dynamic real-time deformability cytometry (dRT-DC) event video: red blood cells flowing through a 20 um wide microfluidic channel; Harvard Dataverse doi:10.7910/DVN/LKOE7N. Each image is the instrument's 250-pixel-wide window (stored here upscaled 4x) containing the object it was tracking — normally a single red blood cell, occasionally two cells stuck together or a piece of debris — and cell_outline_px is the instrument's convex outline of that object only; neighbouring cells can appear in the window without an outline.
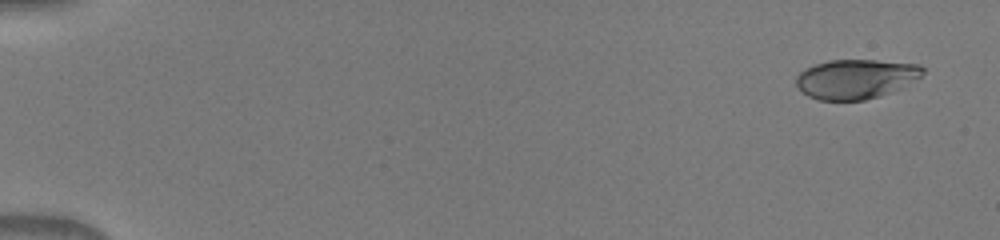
{"species": "human", "species_latin": "Homo sapiens", "temperature_condition": "warm", "stored_images_in_passage": 51, "camera_frame_rate_fps": 3000, "um_per_image_px": 0.085, "donor": {"sex": "male"}, "frame": {"image": 1, "passage_image": 3, "time_ms": 0.667, "image_size_px": [1000, 240], "cell_outline_px": [[924, 72], [920, 76], [900, 88], [880, 96], [864, 100], [816, 100], [808, 96], [796, 84], [796, 76], [804, 68], [828, 60], [876, 60], [920, 64], [924, 68]], "centroid_in_image_um": [72.73, 6.7], "position_along_channel_um": 12.3, "area_um2": 29.07}}
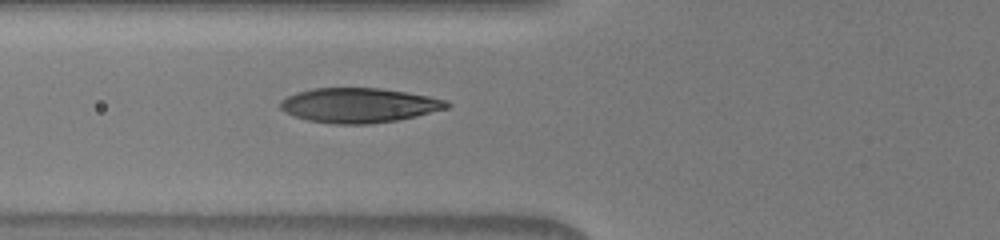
{"frame": {"image": 2, "passage_image": 21, "time_ms": 6.667, "image_size_px": [1000, 240], "cell_outline_px": [[452, 104], [448, 108], [416, 116], [396, 120], [364, 124], [336, 124], [308, 120], [296, 116], [280, 108], [280, 100], [296, 92], [312, 88], [380, 88], [408, 92], [448, 100]], "centroid_in_image_um": [30.54, 8.94], "position_along_channel_um": 95.3, "area_um2": 33.52}}
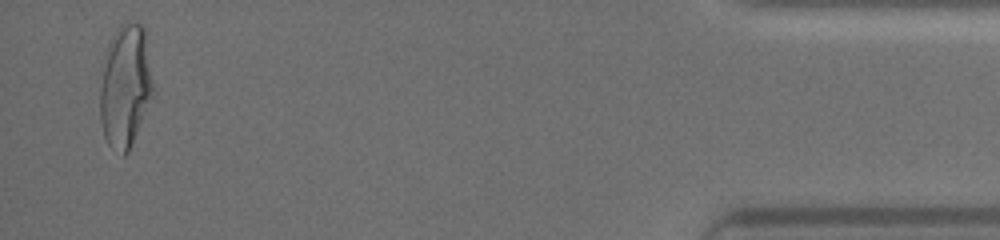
{"frame": {"image": 3, "passage_image": 50, "time_ms": 16.333, "image_size_px": [1000, 240], "cell_outline_px": [[156, 92], [128, 152], [124, 156], [120, 156], [108, 144], [104, 136], [100, 120], [100, 88], [108, 44], [116, 28], [124, 20], [144, 24]], "centroid_in_image_um": [10.7, 7.31], "position_along_channel_um": 424.5, "area_um2": 38.9}}